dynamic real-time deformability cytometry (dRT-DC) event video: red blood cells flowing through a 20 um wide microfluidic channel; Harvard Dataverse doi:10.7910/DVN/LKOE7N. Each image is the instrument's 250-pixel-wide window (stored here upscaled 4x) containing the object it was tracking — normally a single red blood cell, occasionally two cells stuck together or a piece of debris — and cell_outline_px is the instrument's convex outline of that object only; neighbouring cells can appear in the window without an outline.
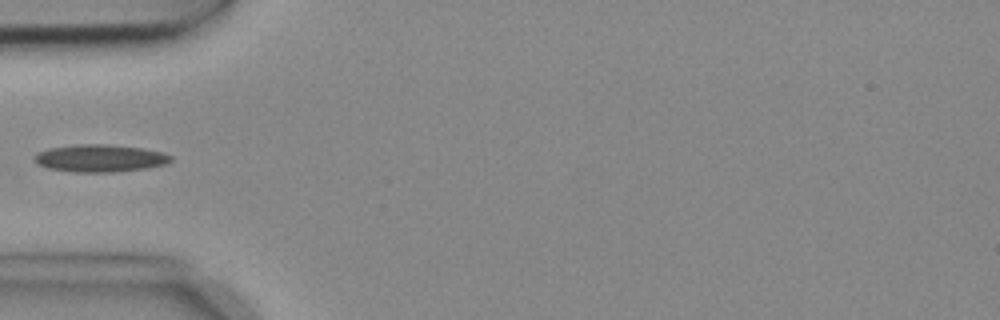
{"species": "common noctule bat (a hibernating species)", "species_latin": "Nyctalus noctula", "temperature_condition": "cold", "stored_images_in_passage": 6, "camera_frame_rate_fps": 3000, "um_per_image_px": 0.085, "animal": {"sex": "female", "body_mass_g": 18.4}, "frame": {"image": 1, "passage_image": 5, "time_ms": 1.333, "image_size_px": [1000, 320], "cell_outline_px": [[172, 160], [168, 164], [148, 168], [112, 172], [72, 172], [48, 168], [36, 164], [36, 152], [48, 148], [76, 144], [108, 144], [144, 148], [164, 152], [172, 156]], "centroid_in_image_um": [8.54, 13.44], "position_along_channel_um": 76.5, "area_um2": 22.08}}